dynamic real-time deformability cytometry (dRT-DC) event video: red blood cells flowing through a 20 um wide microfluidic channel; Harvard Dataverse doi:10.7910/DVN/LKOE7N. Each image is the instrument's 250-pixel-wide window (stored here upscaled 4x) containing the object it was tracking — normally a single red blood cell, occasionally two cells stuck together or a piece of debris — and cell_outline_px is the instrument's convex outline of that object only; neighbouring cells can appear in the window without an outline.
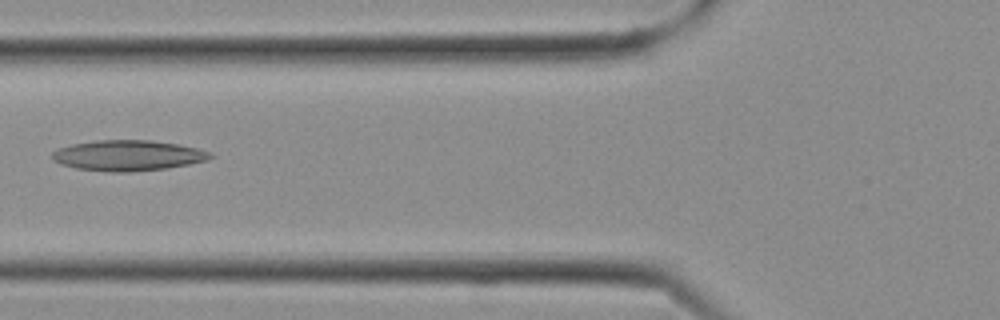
{"species": "Egyptian fruit bat (a non-hibernating species)", "species_latin": "Rousettus aegyptiacus", "temperature_condition": "cold", "stored_images_in_passage": 5, "camera_frame_rate_fps": 3000, "um_per_image_px": 0.085, "frame": {"image": 1, "passage_image": 4, "time_ms": 1.0, "image_size_px": [1000, 320], "cell_outline_px": [[216, 156], [208, 160], [168, 168], [132, 172], [112, 172], [76, 168], [60, 164], [52, 160], [52, 152], [56, 148], [72, 144], [96, 140], [152, 140], [176, 144], [196, 148], [212, 152]], "centroid_in_image_um": [10.87, 13.21], "position_along_channel_um": 114.9, "area_um2": 28.38}}